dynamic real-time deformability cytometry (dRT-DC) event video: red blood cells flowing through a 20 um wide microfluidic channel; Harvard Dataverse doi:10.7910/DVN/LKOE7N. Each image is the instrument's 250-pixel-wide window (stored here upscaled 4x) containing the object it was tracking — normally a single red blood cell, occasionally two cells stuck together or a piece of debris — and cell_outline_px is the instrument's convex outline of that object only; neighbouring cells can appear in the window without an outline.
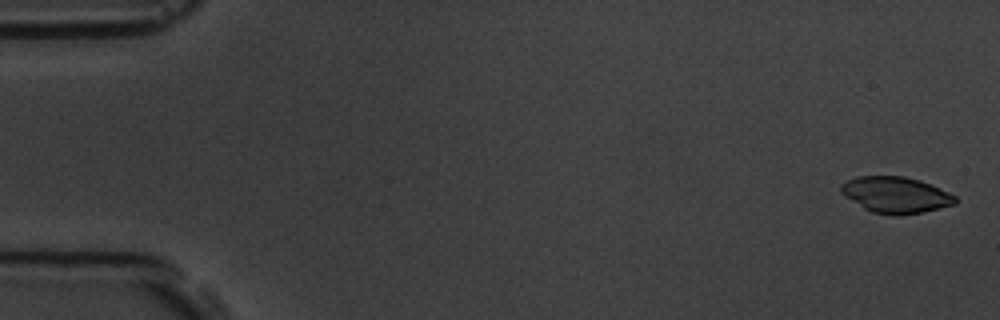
{"species": "common noctule bat (a hibernating species)", "species_latin": "Nyctalus noctula", "temperature_condition": "room temperature", "stored_images_in_passage": 4, "camera_frame_rate_fps": 3000, "um_per_image_px": 0.085, "animal": {"sex": "male", "body_mass_g": 19.5, "forearm_length_mm": 54.6}, "frame": {"image": 1, "passage_image": 1, "time_ms": 0.0, "image_size_px": [1000, 320], "cell_outline_px": [[960, 200], [956, 204], [920, 212], [900, 216], [892, 216], [872, 212], [864, 208], [844, 196], [840, 192], [840, 184], [856, 176], [904, 176], [920, 180], [948, 192], [956, 196]], "centroid_in_image_um": [76.13, 16.57], "position_along_channel_um": 8.9, "area_um2": 24.22}}
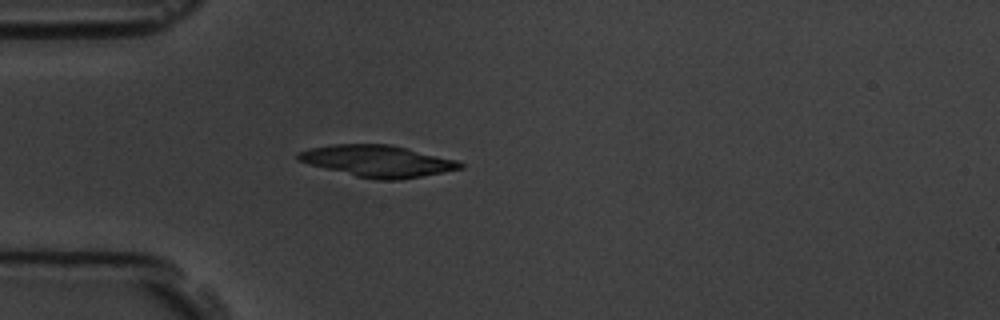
{"frame": {"image": 2, "passage_image": 4, "time_ms": 4.667, "image_size_px": [1000, 320], "cell_outline_px": [[464, 168], [400, 180], [376, 180], [356, 176], [308, 164], [296, 160], [296, 152], [308, 148], [332, 144], [392, 144], [456, 160], [464, 164]], "centroid_in_image_um": [32.06, 13.68], "position_along_channel_um": 52.9, "area_um2": 30.0}}